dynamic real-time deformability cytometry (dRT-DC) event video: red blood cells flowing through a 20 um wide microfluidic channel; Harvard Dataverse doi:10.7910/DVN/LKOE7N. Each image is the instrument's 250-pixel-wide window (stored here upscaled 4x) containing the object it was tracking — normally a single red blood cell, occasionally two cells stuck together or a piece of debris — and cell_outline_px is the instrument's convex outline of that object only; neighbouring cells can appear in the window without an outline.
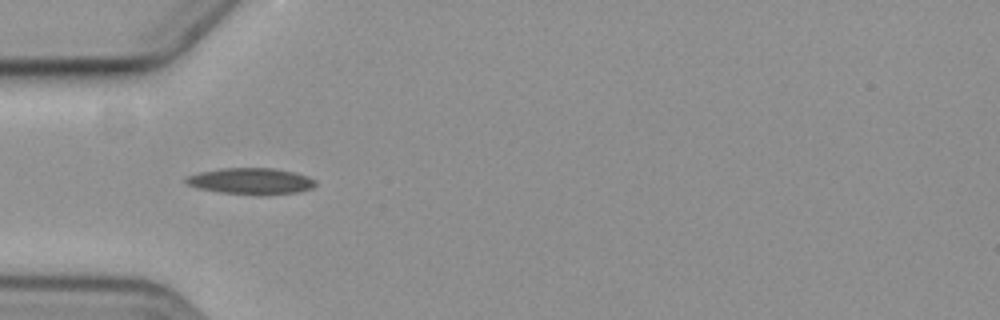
{"species": "common noctule bat (a hibernating species)", "species_latin": "Nyctalus noctula", "temperature_condition": "cold", "stored_images_in_passage": 7, "camera_frame_rate_fps": 3000, "um_per_image_px": 0.085, "animal": {"sex": "female", "body_mass_g": 19.3, "forearm_length_mm": 54.1}, "frame": {"image": 1, "passage_image": 6, "time_ms": 6.0, "image_size_px": [1000, 320], "cell_outline_px": [[316, 184], [312, 188], [296, 192], [260, 196], [220, 192], [200, 188], [188, 184], [184, 180], [184, 176], [200, 172], [220, 168], [272, 168], [296, 172], [308, 176], [316, 180]], "centroid_in_image_um": [21.35, 15.4], "position_along_channel_um": 63.7, "area_um2": 20.06}}
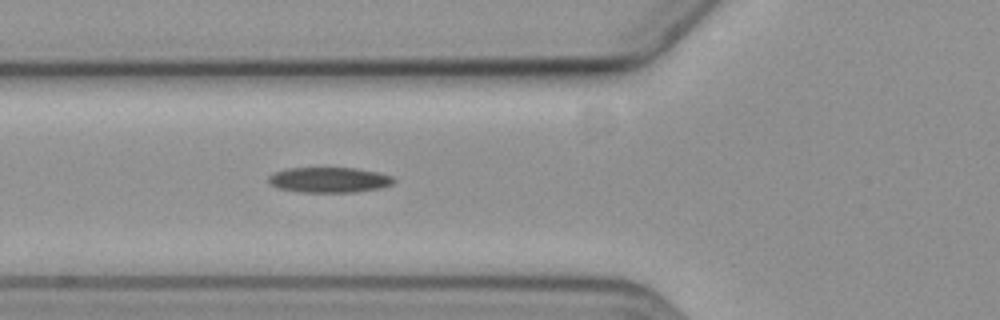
{"frame": {"image": 2, "passage_image": 7, "time_ms": 7.0, "image_size_px": [1000, 320], "cell_outline_px": [[396, 180], [392, 184], [380, 188], [356, 192], [300, 192], [276, 188], [268, 180], [268, 176], [276, 172], [288, 168], [356, 168], [376, 172], [392, 176]], "centroid_in_image_um": [27.98, 15.29], "position_along_channel_um": 97.8, "area_um2": 18.44}}